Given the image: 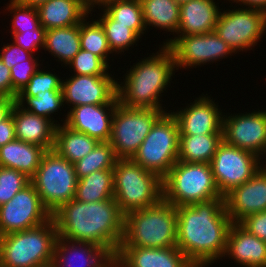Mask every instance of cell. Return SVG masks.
Segmentation results:
<instances>
[{"instance_id": "1", "label": "cell", "mask_w": 266, "mask_h": 267, "mask_svg": "<svg viewBox=\"0 0 266 267\" xmlns=\"http://www.w3.org/2000/svg\"><path fill=\"white\" fill-rule=\"evenodd\" d=\"M177 208V247L195 267L212 266L224 258L228 232L233 224L225 198Z\"/></svg>"}, {"instance_id": "2", "label": "cell", "mask_w": 266, "mask_h": 267, "mask_svg": "<svg viewBox=\"0 0 266 267\" xmlns=\"http://www.w3.org/2000/svg\"><path fill=\"white\" fill-rule=\"evenodd\" d=\"M58 236L111 247L116 253L124 237L125 215L113 199L82 202L75 199L52 213Z\"/></svg>"}, {"instance_id": "3", "label": "cell", "mask_w": 266, "mask_h": 267, "mask_svg": "<svg viewBox=\"0 0 266 267\" xmlns=\"http://www.w3.org/2000/svg\"><path fill=\"white\" fill-rule=\"evenodd\" d=\"M156 54L136 62L126 72L125 80L117 82L118 102L124 106L165 111L160 96L171 83L177 70L173 52L167 46L159 47Z\"/></svg>"}, {"instance_id": "4", "label": "cell", "mask_w": 266, "mask_h": 267, "mask_svg": "<svg viewBox=\"0 0 266 267\" xmlns=\"http://www.w3.org/2000/svg\"><path fill=\"white\" fill-rule=\"evenodd\" d=\"M177 245V208L163 198L125 215L120 246L168 248Z\"/></svg>"}, {"instance_id": "5", "label": "cell", "mask_w": 266, "mask_h": 267, "mask_svg": "<svg viewBox=\"0 0 266 267\" xmlns=\"http://www.w3.org/2000/svg\"><path fill=\"white\" fill-rule=\"evenodd\" d=\"M114 200L120 211L144 209L163 198L162 179L129 159H117L113 168Z\"/></svg>"}, {"instance_id": "6", "label": "cell", "mask_w": 266, "mask_h": 267, "mask_svg": "<svg viewBox=\"0 0 266 267\" xmlns=\"http://www.w3.org/2000/svg\"><path fill=\"white\" fill-rule=\"evenodd\" d=\"M163 199L175 207L224 198L210 164L177 161L162 179Z\"/></svg>"}, {"instance_id": "7", "label": "cell", "mask_w": 266, "mask_h": 267, "mask_svg": "<svg viewBox=\"0 0 266 267\" xmlns=\"http://www.w3.org/2000/svg\"><path fill=\"white\" fill-rule=\"evenodd\" d=\"M57 237L53 218L37 227L3 235L0 267H34L53 261Z\"/></svg>"}, {"instance_id": "8", "label": "cell", "mask_w": 266, "mask_h": 267, "mask_svg": "<svg viewBox=\"0 0 266 267\" xmlns=\"http://www.w3.org/2000/svg\"><path fill=\"white\" fill-rule=\"evenodd\" d=\"M30 182L52 214L62 204L75 198L78 178L74 164L52 149L43 154L40 166Z\"/></svg>"}, {"instance_id": "9", "label": "cell", "mask_w": 266, "mask_h": 267, "mask_svg": "<svg viewBox=\"0 0 266 267\" xmlns=\"http://www.w3.org/2000/svg\"><path fill=\"white\" fill-rule=\"evenodd\" d=\"M178 153L179 125L172 113L165 112L131 159L163 179L178 161Z\"/></svg>"}, {"instance_id": "10", "label": "cell", "mask_w": 266, "mask_h": 267, "mask_svg": "<svg viewBox=\"0 0 266 267\" xmlns=\"http://www.w3.org/2000/svg\"><path fill=\"white\" fill-rule=\"evenodd\" d=\"M159 109L131 108L117 103L112 118L110 144L118 159H129L165 113Z\"/></svg>"}, {"instance_id": "11", "label": "cell", "mask_w": 266, "mask_h": 267, "mask_svg": "<svg viewBox=\"0 0 266 267\" xmlns=\"http://www.w3.org/2000/svg\"><path fill=\"white\" fill-rule=\"evenodd\" d=\"M266 30V12L243 7L220 11L215 32L234 54L250 50L261 41Z\"/></svg>"}, {"instance_id": "12", "label": "cell", "mask_w": 266, "mask_h": 267, "mask_svg": "<svg viewBox=\"0 0 266 267\" xmlns=\"http://www.w3.org/2000/svg\"><path fill=\"white\" fill-rule=\"evenodd\" d=\"M260 160L254 153L222 141L210 162L220 194L225 196L233 188L248 181L262 167Z\"/></svg>"}, {"instance_id": "13", "label": "cell", "mask_w": 266, "mask_h": 267, "mask_svg": "<svg viewBox=\"0 0 266 267\" xmlns=\"http://www.w3.org/2000/svg\"><path fill=\"white\" fill-rule=\"evenodd\" d=\"M163 46H167L173 52L177 70L194 66L196 68L198 65L219 61L234 53L215 31L176 36L174 39L172 37L163 42Z\"/></svg>"}, {"instance_id": "14", "label": "cell", "mask_w": 266, "mask_h": 267, "mask_svg": "<svg viewBox=\"0 0 266 267\" xmlns=\"http://www.w3.org/2000/svg\"><path fill=\"white\" fill-rule=\"evenodd\" d=\"M52 218L30 182L4 205L0 206V232L7 235L37 227Z\"/></svg>"}, {"instance_id": "15", "label": "cell", "mask_w": 266, "mask_h": 267, "mask_svg": "<svg viewBox=\"0 0 266 267\" xmlns=\"http://www.w3.org/2000/svg\"><path fill=\"white\" fill-rule=\"evenodd\" d=\"M224 114L226 115H223V141L228 145L250 151L259 158H265L266 110L231 114L232 116Z\"/></svg>"}, {"instance_id": "16", "label": "cell", "mask_w": 266, "mask_h": 267, "mask_svg": "<svg viewBox=\"0 0 266 267\" xmlns=\"http://www.w3.org/2000/svg\"><path fill=\"white\" fill-rule=\"evenodd\" d=\"M73 76V77H72ZM62 80L64 105H102L117 96V82L112 75H72ZM70 104V105H69Z\"/></svg>"}, {"instance_id": "17", "label": "cell", "mask_w": 266, "mask_h": 267, "mask_svg": "<svg viewBox=\"0 0 266 267\" xmlns=\"http://www.w3.org/2000/svg\"><path fill=\"white\" fill-rule=\"evenodd\" d=\"M53 262L56 267H114L117 253L108 246L57 237Z\"/></svg>"}, {"instance_id": "18", "label": "cell", "mask_w": 266, "mask_h": 267, "mask_svg": "<svg viewBox=\"0 0 266 267\" xmlns=\"http://www.w3.org/2000/svg\"><path fill=\"white\" fill-rule=\"evenodd\" d=\"M210 96L202 95L191 105L171 112L179 125V135L223 134V113Z\"/></svg>"}, {"instance_id": "19", "label": "cell", "mask_w": 266, "mask_h": 267, "mask_svg": "<svg viewBox=\"0 0 266 267\" xmlns=\"http://www.w3.org/2000/svg\"><path fill=\"white\" fill-rule=\"evenodd\" d=\"M225 207L233 223L266 210V168L260 169L245 183L225 196Z\"/></svg>"}, {"instance_id": "20", "label": "cell", "mask_w": 266, "mask_h": 267, "mask_svg": "<svg viewBox=\"0 0 266 267\" xmlns=\"http://www.w3.org/2000/svg\"><path fill=\"white\" fill-rule=\"evenodd\" d=\"M117 103L118 97L116 96L108 104L75 106L69 109L63 122L72 130L85 133L99 142L109 141Z\"/></svg>"}, {"instance_id": "21", "label": "cell", "mask_w": 266, "mask_h": 267, "mask_svg": "<svg viewBox=\"0 0 266 267\" xmlns=\"http://www.w3.org/2000/svg\"><path fill=\"white\" fill-rule=\"evenodd\" d=\"M117 262L122 267H195L177 246L168 248L120 246Z\"/></svg>"}, {"instance_id": "22", "label": "cell", "mask_w": 266, "mask_h": 267, "mask_svg": "<svg viewBox=\"0 0 266 267\" xmlns=\"http://www.w3.org/2000/svg\"><path fill=\"white\" fill-rule=\"evenodd\" d=\"M225 257L244 267H266V242L233 223L229 229Z\"/></svg>"}, {"instance_id": "23", "label": "cell", "mask_w": 266, "mask_h": 267, "mask_svg": "<svg viewBox=\"0 0 266 267\" xmlns=\"http://www.w3.org/2000/svg\"><path fill=\"white\" fill-rule=\"evenodd\" d=\"M11 114L15 125L16 139L38 145L46 151L54 148L57 125L52 119L30 113L17 103Z\"/></svg>"}, {"instance_id": "24", "label": "cell", "mask_w": 266, "mask_h": 267, "mask_svg": "<svg viewBox=\"0 0 266 267\" xmlns=\"http://www.w3.org/2000/svg\"><path fill=\"white\" fill-rule=\"evenodd\" d=\"M219 3L214 0H191L180 5L178 36L206 34L215 31Z\"/></svg>"}, {"instance_id": "25", "label": "cell", "mask_w": 266, "mask_h": 267, "mask_svg": "<svg viewBox=\"0 0 266 267\" xmlns=\"http://www.w3.org/2000/svg\"><path fill=\"white\" fill-rule=\"evenodd\" d=\"M37 12L45 30L80 24L90 14L87 0H48Z\"/></svg>"}, {"instance_id": "26", "label": "cell", "mask_w": 266, "mask_h": 267, "mask_svg": "<svg viewBox=\"0 0 266 267\" xmlns=\"http://www.w3.org/2000/svg\"><path fill=\"white\" fill-rule=\"evenodd\" d=\"M45 152L43 147L15 139L0 147V166L20 171L31 179Z\"/></svg>"}, {"instance_id": "27", "label": "cell", "mask_w": 266, "mask_h": 267, "mask_svg": "<svg viewBox=\"0 0 266 267\" xmlns=\"http://www.w3.org/2000/svg\"><path fill=\"white\" fill-rule=\"evenodd\" d=\"M98 142L96 138L74 131L62 123L56 126L53 149L74 164L90 153Z\"/></svg>"}, {"instance_id": "28", "label": "cell", "mask_w": 266, "mask_h": 267, "mask_svg": "<svg viewBox=\"0 0 266 267\" xmlns=\"http://www.w3.org/2000/svg\"><path fill=\"white\" fill-rule=\"evenodd\" d=\"M43 49L67 67L81 50L80 24L46 30Z\"/></svg>"}, {"instance_id": "29", "label": "cell", "mask_w": 266, "mask_h": 267, "mask_svg": "<svg viewBox=\"0 0 266 267\" xmlns=\"http://www.w3.org/2000/svg\"><path fill=\"white\" fill-rule=\"evenodd\" d=\"M223 134L179 135L178 160L210 164Z\"/></svg>"}, {"instance_id": "30", "label": "cell", "mask_w": 266, "mask_h": 267, "mask_svg": "<svg viewBox=\"0 0 266 267\" xmlns=\"http://www.w3.org/2000/svg\"><path fill=\"white\" fill-rule=\"evenodd\" d=\"M140 2L146 29L154 26L177 35L180 5L175 0H140Z\"/></svg>"}, {"instance_id": "31", "label": "cell", "mask_w": 266, "mask_h": 267, "mask_svg": "<svg viewBox=\"0 0 266 267\" xmlns=\"http://www.w3.org/2000/svg\"><path fill=\"white\" fill-rule=\"evenodd\" d=\"M113 198V169L98 170L78 179L75 200L89 203Z\"/></svg>"}, {"instance_id": "32", "label": "cell", "mask_w": 266, "mask_h": 267, "mask_svg": "<svg viewBox=\"0 0 266 267\" xmlns=\"http://www.w3.org/2000/svg\"><path fill=\"white\" fill-rule=\"evenodd\" d=\"M102 9L118 24L131 25V30L140 38L145 34L147 29L140 0L116 1Z\"/></svg>"}, {"instance_id": "33", "label": "cell", "mask_w": 266, "mask_h": 267, "mask_svg": "<svg viewBox=\"0 0 266 267\" xmlns=\"http://www.w3.org/2000/svg\"><path fill=\"white\" fill-rule=\"evenodd\" d=\"M117 159L110 142L100 141L90 153L74 163L77 178L81 179L98 170L113 169Z\"/></svg>"}, {"instance_id": "34", "label": "cell", "mask_w": 266, "mask_h": 267, "mask_svg": "<svg viewBox=\"0 0 266 267\" xmlns=\"http://www.w3.org/2000/svg\"><path fill=\"white\" fill-rule=\"evenodd\" d=\"M98 21L105 30L108 45L112 53H124L134 46L140 37L131 30V25L118 24L104 10Z\"/></svg>"}, {"instance_id": "35", "label": "cell", "mask_w": 266, "mask_h": 267, "mask_svg": "<svg viewBox=\"0 0 266 267\" xmlns=\"http://www.w3.org/2000/svg\"><path fill=\"white\" fill-rule=\"evenodd\" d=\"M87 17L80 23V41L81 49L91 52L101 59H103L108 65L109 55L112 53L105 30L98 20L86 21Z\"/></svg>"}, {"instance_id": "36", "label": "cell", "mask_w": 266, "mask_h": 267, "mask_svg": "<svg viewBox=\"0 0 266 267\" xmlns=\"http://www.w3.org/2000/svg\"><path fill=\"white\" fill-rule=\"evenodd\" d=\"M16 103L30 113L52 119L58 125V121L53 120L54 118L51 116L54 112H58L62 105L64 106L63 92L53 91L52 93L37 94L35 97H16Z\"/></svg>"}, {"instance_id": "37", "label": "cell", "mask_w": 266, "mask_h": 267, "mask_svg": "<svg viewBox=\"0 0 266 267\" xmlns=\"http://www.w3.org/2000/svg\"><path fill=\"white\" fill-rule=\"evenodd\" d=\"M61 80L56 73L53 74L50 70L38 69L16 97H35L37 94L62 91Z\"/></svg>"}, {"instance_id": "38", "label": "cell", "mask_w": 266, "mask_h": 267, "mask_svg": "<svg viewBox=\"0 0 266 267\" xmlns=\"http://www.w3.org/2000/svg\"><path fill=\"white\" fill-rule=\"evenodd\" d=\"M6 7L13 14L11 34L38 29L40 25L37 8L20 4L17 0H10Z\"/></svg>"}, {"instance_id": "39", "label": "cell", "mask_w": 266, "mask_h": 267, "mask_svg": "<svg viewBox=\"0 0 266 267\" xmlns=\"http://www.w3.org/2000/svg\"><path fill=\"white\" fill-rule=\"evenodd\" d=\"M30 183V178L12 168L0 166V206Z\"/></svg>"}, {"instance_id": "40", "label": "cell", "mask_w": 266, "mask_h": 267, "mask_svg": "<svg viewBox=\"0 0 266 267\" xmlns=\"http://www.w3.org/2000/svg\"><path fill=\"white\" fill-rule=\"evenodd\" d=\"M68 66L73 68L75 75H109L107 71L110 68L99 56L83 49L74 56Z\"/></svg>"}, {"instance_id": "41", "label": "cell", "mask_w": 266, "mask_h": 267, "mask_svg": "<svg viewBox=\"0 0 266 267\" xmlns=\"http://www.w3.org/2000/svg\"><path fill=\"white\" fill-rule=\"evenodd\" d=\"M0 51V59L9 69L20 63H40L38 57L35 58L33 53L14 42L4 45Z\"/></svg>"}, {"instance_id": "42", "label": "cell", "mask_w": 266, "mask_h": 267, "mask_svg": "<svg viewBox=\"0 0 266 267\" xmlns=\"http://www.w3.org/2000/svg\"><path fill=\"white\" fill-rule=\"evenodd\" d=\"M40 63H20L11 67L12 81V98H16L17 94L30 81L34 73L41 67Z\"/></svg>"}, {"instance_id": "43", "label": "cell", "mask_w": 266, "mask_h": 267, "mask_svg": "<svg viewBox=\"0 0 266 267\" xmlns=\"http://www.w3.org/2000/svg\"><path fill=\"white\" fill-rule=\"evenodd\" d=\"M45 29L40 26L36 30L12 33L13 42L25 50L34 53L44 47Z\"/></svg>"}, {"instance_id": "44", "label": "cell", "mask_w": 266, "mask_h": 267, "mask_svg": "<svg viewBox=\"0 0 266 267\" xmlns=\"http://www.w3.org/2000/svg\"><path fill=\"white\" fill-rule=\"evenodd\" d=\"M239 224L248 232L266 242V210L245 217Z\"/></svg>"}, {"instance_id": "45", "label": "cell", "mask_w": 266, "mask_h": 267, "mask_svg": "<svg viewBox=\"0 0 266 267\" xmlns=\"http://www.w3.org/2000/svg\"><path fill=\"white\" fill-rule=\"evenodd\" d=\"M16 139L12 114L0 123V147Z\"/></svg>"}, {"instance_id": "46", "label": "cell", "mask_w": 266, "mask_h": 267, "mask_svg": "<svg viewBox=\"0 0 266 267\" xmlns=\"http://www.w3.org/2000/svg\"><path fill=\"white\" fill-rule=\"evenodd\" d=\"M0 94L12 97V81L10 69L0 59Z\"/></svg>"}, {"instance_id": "47", "label": "cell", "mask_w": 266, "mask_h": 267, "mask_svg": "<svg viewBox=\"0 0 266 267\" xmlns=\"http://www.w3.org/2000/svg\"><path fill=\"white\" fill-rule=\"evenodd\" d=\"M16 104V98L2 97L0 99V123L6 120L12 113Z\"/></svg>"}, {"instance_id": "48", "label": "cell", "mask_w": 266, "mask_h": 267, "mask_svg": "<svg viewBox=\"0 0 266 267\" xmlns=\"http://www.w3.org/2000/svg\"><path fill=\"white\" fill-rule=\"evenodd\" d=\"M238 3L240 7L243 6L252 9H259L266 12V0H229Z\"/></svg>"}, {"instance_id": "49", "label": "cell", "mask_w": 266, "mask_h": 267, "mask_svg": "<svg viewBox=\"0 0 266 267\" xmlns=\"http://www.w3.org/2000/svg\"><path fill=\"white\" fill-rule=\"evenodd\" d=\"M116 1H127V0H87L90 13H91L92 9L94 7H96L95 5H98V9H99V6H100V8L101 7L103 8L106 5H108L112 2H116Z\"/></svg>"}, {"instance_id": "50", "label": "cell", "mask_w": 266, "mask_h": 267, "mask_svg": "<svg viewBox=\"0 0 266 267\" xmlns=\"http://www.w3.org/2000/svg\"><path fill=\"white\" fill-rule=\"evenodd\" d=\"M17 1L22 5H27L29 7L37 8L38 6H40L41 4H43L48 0H17Z\"/></svg>"}, {"instance_id": "51", "label": "cell", "mask_w": 266, "mask_h": 267, "mask_svg": "<svg viewBox=\"0 0 266 267\" xmlns=\"http://www.w3.org/2000/svg\"><path fill=\"white\" fill-rule=\"evenodd\" d=\"M34 267H56V266H55L53 261H50L48 263H44V264L37 265V266H34Z\"/></svg>"}, {"instance_id": "52", "label": "cell", "mask_w": 266, "mask_h": 267, "mask_svg": "<svg viewBox=\"0 0 266 267\" xmlns=\"http://www.w3.org/2000/svg\"><path fill=\"white\" fill-rule=\"evenodd\" d=\"M179 5H182L183 3L189 2L191 0H175Z\"/></svg>"}, {"instance_id": "53", "label": "cell", "mask_w": 266, "mask_h": 267, "mask_svg": "<svg viewBox=\"0 0 266 267\" xmlns=\"http://www.w3.org/2000/svg\"><path fill=\"white\" fill-rule=\"evenodd\" d=\"M3 234L0 232V253H1V243H2Z\"/></svg>"}, {"instance_id": "54", "label": "cell", "mask_w": 266, "mask_h": 267, "mask_svg": "<svg viewBox=\"0 0 266 267\" xmlns=\"http://www.w3.org/2000/svg\"><path fill=\"white\" fill-rule=\"evenodd\" d=\"M114 267H122L118 262H116V265Z\"/></svg>"}]
</instances>
